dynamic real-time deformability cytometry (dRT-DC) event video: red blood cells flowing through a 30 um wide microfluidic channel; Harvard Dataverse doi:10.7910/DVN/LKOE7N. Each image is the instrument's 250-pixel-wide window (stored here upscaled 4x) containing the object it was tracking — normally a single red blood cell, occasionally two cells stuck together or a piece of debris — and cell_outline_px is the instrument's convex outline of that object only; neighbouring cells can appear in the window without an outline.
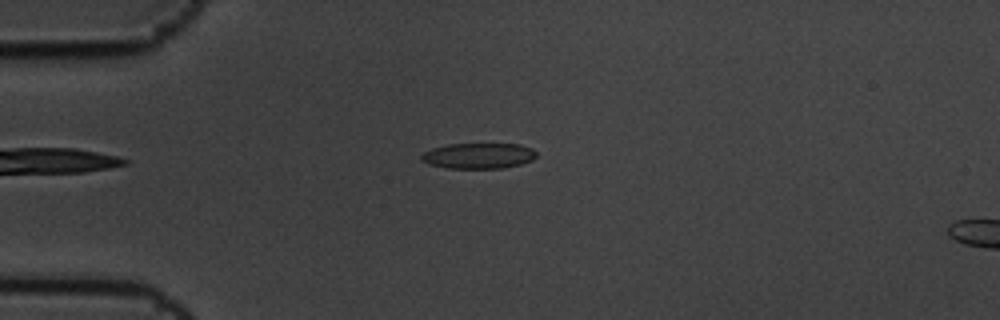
{"species": "common noctule bat (a hibernating species)", "species_latin": "Nyctalus noctula", "temperature_condition": "cold", "stored_images_in_passage": 2, "camera_frame_rate_fps": 3000, "um_per_image_px": 0.085, "animal": {"sex": "male", "body_mass_g": 19.5, "forearm_length_mm": 54.6}, "frame": {"image": 1, "passage_image": 2, "time_ms": 0.333, "image_size_px": [1000, 320], "cell_outline_px": [[536, 156], [532, 160], [520, 164], [504, 168], [444, 168], [428, 164], [420, 160], [420, 156], [424, 152], [432, 148], [448, 144], [520, 144], [532, 148], [536, 152]], "centroid_in_image_um": [40.65, 13.24], "position_along_channel_um": 44.4, "area_um2": 17.28}}